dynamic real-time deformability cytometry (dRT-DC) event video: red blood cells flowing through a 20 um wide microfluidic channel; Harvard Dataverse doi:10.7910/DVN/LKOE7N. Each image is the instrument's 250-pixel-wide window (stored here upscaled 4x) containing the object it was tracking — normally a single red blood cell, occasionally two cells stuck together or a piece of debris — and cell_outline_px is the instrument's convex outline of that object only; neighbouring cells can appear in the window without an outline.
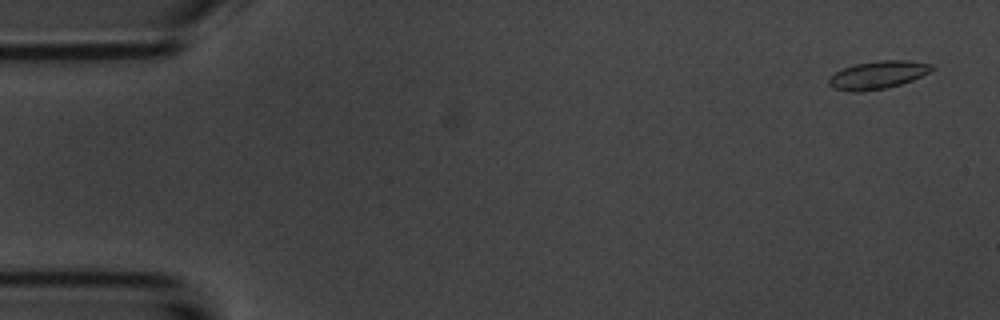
{"species": "common noctule bat (a hibernating species)", "species_latin": "Nyctalus noctula", "temperature_condition": "room temperature", "stored_images_in_passage": 55, "camera_frame_rate_fps": 3000, "um_per_image_px": 0.085, "animal": {"sex": "male", "body_mass_g": 20.1, "forearm_length_mm": 53.5}, "frame": {"image": 1, "passage_image": 3, "time_ms": 0.667, "image_size_px": [1000, 320], "cell_outline_px": [[936, 68], [932, 72], [912, 80], [900, 84], [884, 88], [860, 92], [852, 92], [832, 88], [828, 84], [828, 80], [836, 72], [844, 68], [856, 64], [880, 60], [908, 60], [932, 64]], "centroid_in_image_um": [74.66, 6.37], "position_along_channel_um": 10.3, "area_um2": 16.76}}
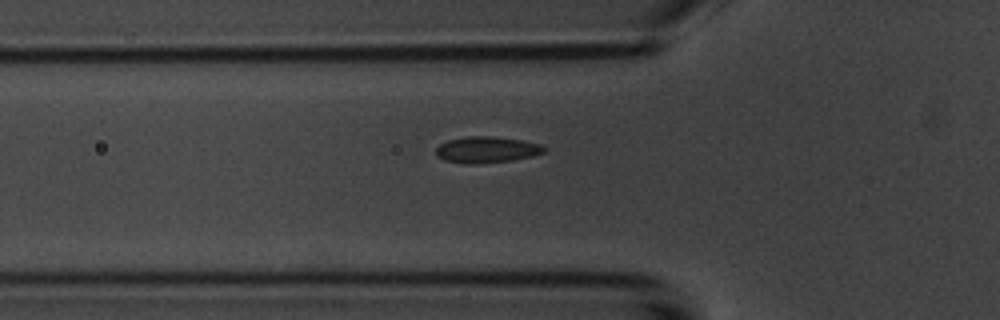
{"frame": {"image": 2, "passage_image": 19, "time_ms": 6.0, "image_size_px": [1000, 320], "cell_outline_px": [[548, 152], [532, 156], [512, 160], [476, 164], [464, 164], [444, 160], [436, 156], [436, 148], [440, 144], [448, 140], [468, 136], [492, 136], [524, 140], [540, 144], [548, 148]], "centroid_in_image_um": [41.4, 12.72], "position_along_channel_um": 84.4, "area_um2": 16.82}}
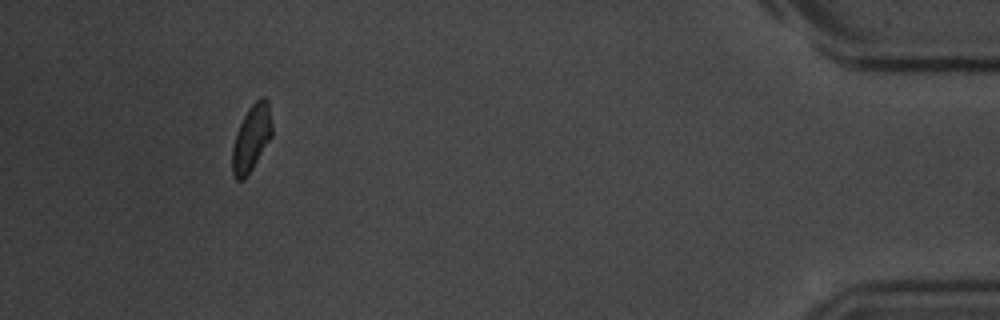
{"frame": {"image": 3, "passage_image": 51, "time_ms": 16.667, "image_size_px": [1000, 320], "cell_outline_px": [[272, 136], [252, 168], [244, 180], [236, 180], [232, 176], [232, 148], [236, 132], [248, 108], [260, 96], [264, 96], [268, 100], [272, 124]], "centroid_in_image_um": [21.37, 11.73], "position_along_channel_um": 413.8, "area_um2": 15.43}, "authors_computed_cell_mechanics": {"area_um2": 16.184, "velocity_mm_per_s": 3.6956, "shape_relaxation_time_tau1_ms": 4.0733, "shape_relaxation_time_tau2_ms": 1.9406, "deformation_change_tau1": 0.0921, "deformation_change_tau2": 0.0625}}